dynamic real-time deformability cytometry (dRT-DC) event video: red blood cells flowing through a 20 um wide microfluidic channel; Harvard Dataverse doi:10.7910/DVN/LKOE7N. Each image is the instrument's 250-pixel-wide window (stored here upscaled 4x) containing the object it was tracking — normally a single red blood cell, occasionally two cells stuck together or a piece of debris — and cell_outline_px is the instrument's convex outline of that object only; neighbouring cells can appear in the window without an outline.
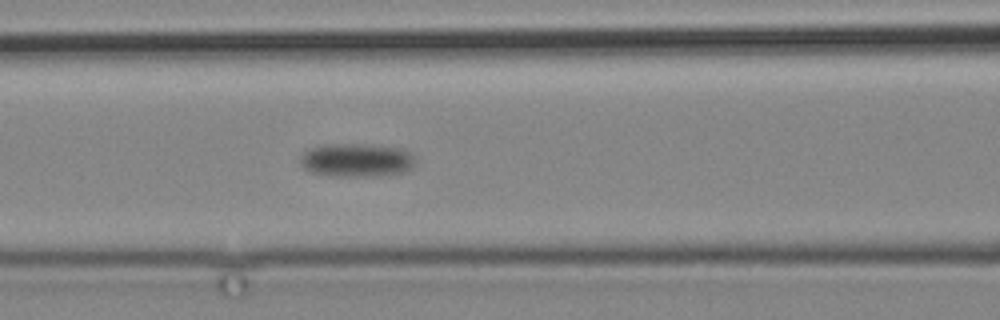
{"species": "common noctule bat (a hibernating species)", "species_latin": "Nyctalus noctula", "temperature_condition": "cold", "stored_images_in_passage": 3, "camera_frame_rate_fps": 3000, "um_per_image_px": 0.085, "animal": {"sex": "male", "body_mass_g": 19.2, "forearm_length_mm": 51.8}, "frame": {"image": 1, "passage_image": 3, "time_ms": 3.333, "image_size_px": [1000, 320], "cell_outline_px": [[412, 164], [404, 172], [380, 176], [328, 176], [312, 172], [304, 168], [300, 164], [300, 156], [308, 148], [328, 144], [368, 144], [404, 148], [412, 156]], "centroid_in_image_um": [30.25, 13.6], "position_along_channel_um": 136.4, "area_um2": 22.48}}